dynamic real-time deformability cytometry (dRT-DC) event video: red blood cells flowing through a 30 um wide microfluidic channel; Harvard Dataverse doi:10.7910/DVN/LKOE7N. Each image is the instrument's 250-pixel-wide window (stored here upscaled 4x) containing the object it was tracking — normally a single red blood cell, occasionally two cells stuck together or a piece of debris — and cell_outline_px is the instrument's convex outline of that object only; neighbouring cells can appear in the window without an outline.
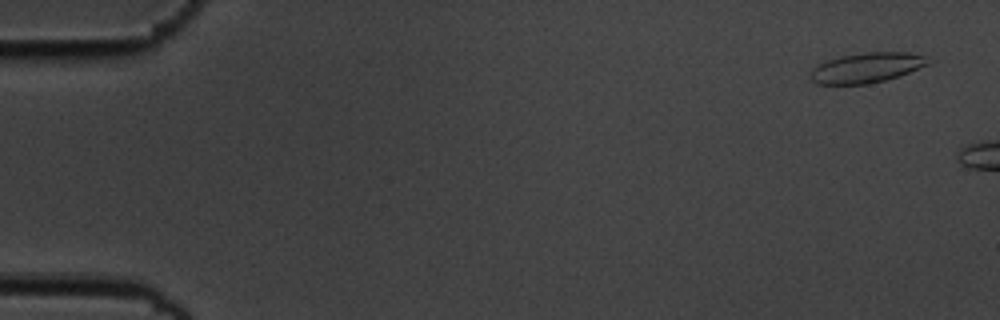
{"species": "common noctule bat (a hibernating species)", "species_latin": "Nyctalus noctula", "temperature_condition": "cold", "stored_images_in_passage": 2, "camera_frame_rate_fps": 3000, "um_per_image_px": 0.085, "animal": {"sex": "male", "body_mass_g": 19.5, "forearm_length_mm": 54.6}, "frame": {"image": 1, "passage_image": 1, "time_ms": 0.0, "image_size_px": [1000, 320], "cell_outline_px": [[936, 60], [932, 64], [900, 76], [868, 84], [816, 84], [808, 76], [812, 68], [828, 60], [840, 56], [864, 52], [908, 52], [924, 56]], "centroid_in_image_um": [73.74, 5.75], "position_along_channel_um": 11.3, "area_um2": 20.98}}